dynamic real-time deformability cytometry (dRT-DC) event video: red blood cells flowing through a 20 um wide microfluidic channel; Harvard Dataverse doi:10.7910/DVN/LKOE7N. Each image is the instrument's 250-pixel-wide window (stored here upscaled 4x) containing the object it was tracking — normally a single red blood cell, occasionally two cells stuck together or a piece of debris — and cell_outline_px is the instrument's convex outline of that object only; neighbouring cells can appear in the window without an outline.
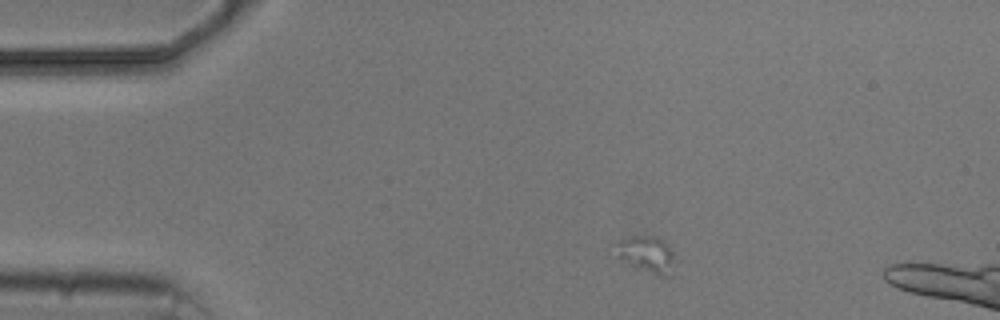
{"species": "common noctule bat (a hibernating species)", "species_latin": "Nyctalus noctula", "temperature_condition": "cold", "stored_images_in_passage": 4, "camera_frame_rate_fps": 3000, "um_per_image_px": 0.085, "animal": {"sex": "male", "body_mass_g": 20.5, "forearm_length_mm": 52.5}, "frame": {"image": 1, "passage_image": 1, "time_ms": 0.0, "image_size_px": [1000, 320], "cell_outline_px": [[680, 260], [672, 276], [668, 276], [652, 272], [632, 264], [616, 256], [616, 244], [620, 240], [632, 236], [656, 236], [664, 240], [668, 244]], "centroid_in_image_um": [55.12, 21.6], "position_along_channel_um": 29.9, "area_um2": 12.77}}